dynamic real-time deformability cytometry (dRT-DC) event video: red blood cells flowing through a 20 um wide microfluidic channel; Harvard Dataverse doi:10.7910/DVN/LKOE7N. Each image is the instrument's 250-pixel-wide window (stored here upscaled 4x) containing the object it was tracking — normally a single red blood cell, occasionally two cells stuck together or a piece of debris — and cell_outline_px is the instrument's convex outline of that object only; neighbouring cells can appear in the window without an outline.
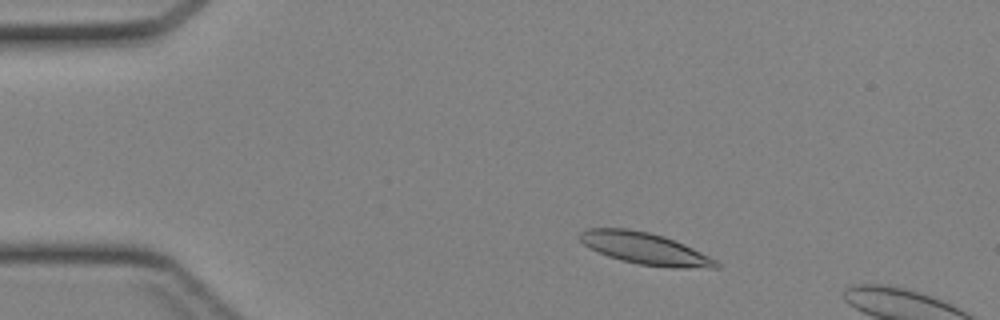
{"species": "Egyptian fruit bat (a non-hibernating species)", "species_latin": "Rousettus aegyptiacus", "temperature_condition": "cold", "stored_images_in_passage": 4, "camera_frame_rate_fps": 3000, "um_per_image_px": 0.085, "animal": {"sex": "female"}, "frame": {"image": 1, "passage_image": 3, "time_ms": 0.667, "image_size_px": [1000, 320], "cell_outline_px": [[700, 264], [648, 264], [628, 260], [604, 252], [596, 248], [612, 232], [640, 232], [656, 236], [680, 244], [696, 252], [700, 256]], "centroid_in_image_um": [55.05, 21.18], "position_along_channel_um": 29.9, "area_um2": 16.53}}